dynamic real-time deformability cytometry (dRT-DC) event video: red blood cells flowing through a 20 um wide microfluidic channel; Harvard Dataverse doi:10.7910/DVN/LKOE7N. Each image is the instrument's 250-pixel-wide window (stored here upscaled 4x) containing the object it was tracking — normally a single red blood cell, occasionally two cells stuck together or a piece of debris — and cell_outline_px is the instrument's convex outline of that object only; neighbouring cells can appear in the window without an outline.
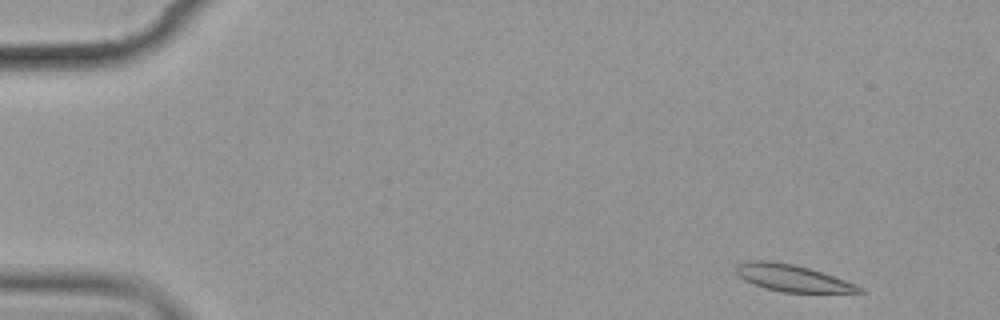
{"species": "common noctule bat (a hibernating species)", "species_latin": "Nyctalus noctula", "temperature_condition": "cold", "stored_images_in_passage": 5, "camera_frame_rate_fps": 3000, "um_per_image_px": 0.085, "animal": {"sex": "female", "body_mass_g": 19.9}, "frame": {"image": 1, "passage_image": 1, "time_ms": 0.0, "image_size_px": [1000, 320], "cell_outline_px": [[864, 292], [784, 292], [764, 288], [744, 280], [736, 272], [736, 264], [748, 260], [768, 260], [792, 264], [808, 268], [856, 284], [864, 288]], "centroid_in_image_um": [67.3, 23.62], "position_along_channel_um": 17.7, "area_um2": 18.96}}